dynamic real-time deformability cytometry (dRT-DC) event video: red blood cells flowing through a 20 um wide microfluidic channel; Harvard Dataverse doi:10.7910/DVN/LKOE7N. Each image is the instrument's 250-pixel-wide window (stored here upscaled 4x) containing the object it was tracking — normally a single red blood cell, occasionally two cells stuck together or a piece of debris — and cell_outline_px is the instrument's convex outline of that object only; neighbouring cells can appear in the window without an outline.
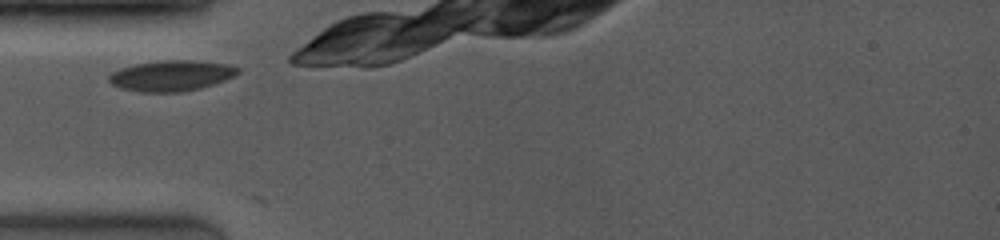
{"species": "common noctule bat (a hibernating species)", "species_latin": "Nyctalus noctula", "temperature_condition": "room temperature", "stored_images_in_passage": 37, "camera_frame_rate_fps": 4000, "um_per_image_px": 0.085, "animal": {"sex": "female", "body_mass_g": 19.0, "forearm_length_mm": 53.3}, "frame": {"image": 1, "passage_image": 1, "time_ms": 0.0, "image_size_px": [1000, 240], "cell_outline_px": [[240, 72], [224, 80], [200, 88], [180, 92], [140, 92], [120, 88], [112, 84], [108, 80], [108, 76], [112, 72], [120, 68], [136, 64], [160, 60], [188, 60], [224, 64], [240, 68]], "centroid_in_image_um": [14.51, 6.44], "position_along_channel_um": 70.5, "area_um2": 22.83}}